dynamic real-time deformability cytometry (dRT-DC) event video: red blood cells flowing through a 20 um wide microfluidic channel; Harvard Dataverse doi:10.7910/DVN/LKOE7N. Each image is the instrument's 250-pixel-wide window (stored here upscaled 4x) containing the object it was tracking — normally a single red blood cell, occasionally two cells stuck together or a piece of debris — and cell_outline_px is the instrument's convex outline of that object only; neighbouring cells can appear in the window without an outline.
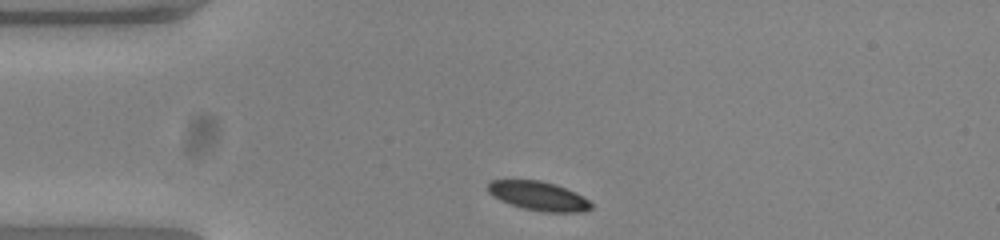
{"species": "common noctule bat (a hibernating species)", "species_latin": "Nyctalus noctula", "temperature_condition": "warm", "stored_images_in_passage": 33, "camera_frame_rate_fps": 3000, "um_per_image_px": 0.085, "animal": {"sex": "female", "body_mass_g": 23.0, "forearm_length_mm": 53.4}, "frame": {"image": 1, "passage_image": 1, "time_ms": 0.0, "image_size_px": [1000, 240], "cell_outline_px": [[592, 208], [584, 212], [544, 212], [524, 208], [500, 200], [488, 192], [488, 184], [492, 180], [540, 180], [556, 184], [576, 192], [588, 200], [592, 204]], "centroid_in_image_um": [45.81, 16.65], "position_along_channel_um": 39.2, "area_um2": 17.4}}
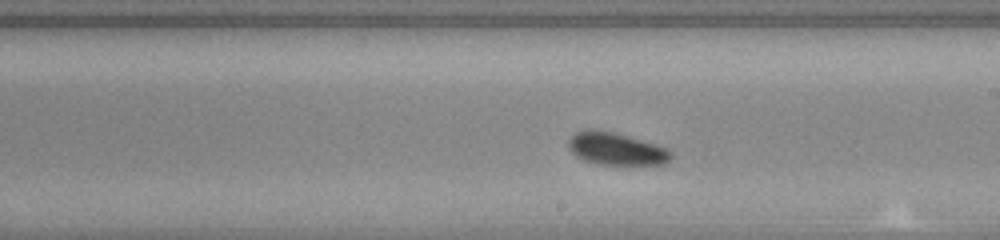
{"frame": {"image": 2, "passage_image": 19, "time_ms": 6.0, "image_size_px": [1000, 240], "cell_outline_px": [[672, 156], [664, 164], [596, 164], [584, 160], [576, 156], [568, 148], [568, 140], [576, 132], [588, 128], [612, 132], [628, 136], [656, 144], [672, 152]], "centroid_in_image_um": [52.33, 12.64], "position_along_channel_um": 236.7, "area_um2": 19.19}}
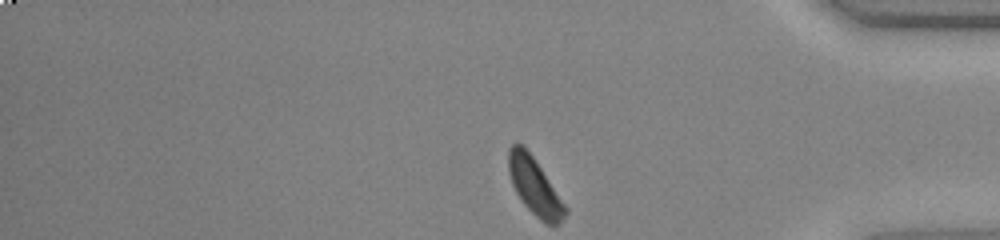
{"frame": {"image": 3, "passage_image": 33, "time_ms": 10.667, "image_size_px": [1000, 240], "cell_outline_px": [[568, 212], [560, 224], [548, 224], [540, 220], [524, 204], [516, 192], [512, 184], [508, 172], [508, 148], [512, 144], [524, 144], [568, 208]], "centroid_in_image_um": [45.44, 15.84], "position_along_channel_um": 389.8, "area_um2": 18.73}, "authors_computed_cell_mechanics": {"area_um2": 18.9584, "velocity_mm_per_s": 3.7846, "shape_relaxation_time_tau1_ms": 1.2179, "shape_relaxation_time_tau2_ms": 4.1856, "deformation_change_tau1": 0.0905, "deformation_change_tau2": 0.0865}}